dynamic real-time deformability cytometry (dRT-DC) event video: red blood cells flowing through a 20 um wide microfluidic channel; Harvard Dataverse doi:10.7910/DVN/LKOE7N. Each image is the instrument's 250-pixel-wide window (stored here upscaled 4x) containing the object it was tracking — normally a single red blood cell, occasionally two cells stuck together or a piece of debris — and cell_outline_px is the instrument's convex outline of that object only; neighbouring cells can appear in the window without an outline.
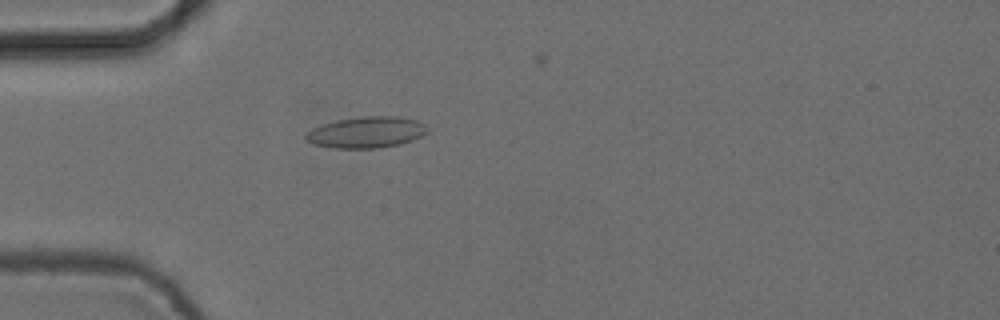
{"species": "common noctule bat (a hibernating species)", "species_latin": "Nyctalus noctula", "temperature_condition": "cold", "stored_images_in_passage": 5, "camera_frame_rate_fps": 3000, "um_per_image_px": 0.085, "animal": {"sex": "female", "body_mass_g": 24.6, "forearm_length_mm": 56.2}, "frame": {"image": 1, "passage_image": 5, "time_ms": 1.333, "image_size_px": [1000, 320], "cell_outline_px": [[428, 132], [412, 140], [400, 144], [376, 148], [336, 148], [316, 144], [308, 140], [304, 136], [312, 128], [336, 120], [360, 116], [396, 116], [416, 120], [424, 124]], "centroid_in_image_um": [31.16, 11.23], "position_along_channel_um": 53.8, "area_um2": 21.85}}